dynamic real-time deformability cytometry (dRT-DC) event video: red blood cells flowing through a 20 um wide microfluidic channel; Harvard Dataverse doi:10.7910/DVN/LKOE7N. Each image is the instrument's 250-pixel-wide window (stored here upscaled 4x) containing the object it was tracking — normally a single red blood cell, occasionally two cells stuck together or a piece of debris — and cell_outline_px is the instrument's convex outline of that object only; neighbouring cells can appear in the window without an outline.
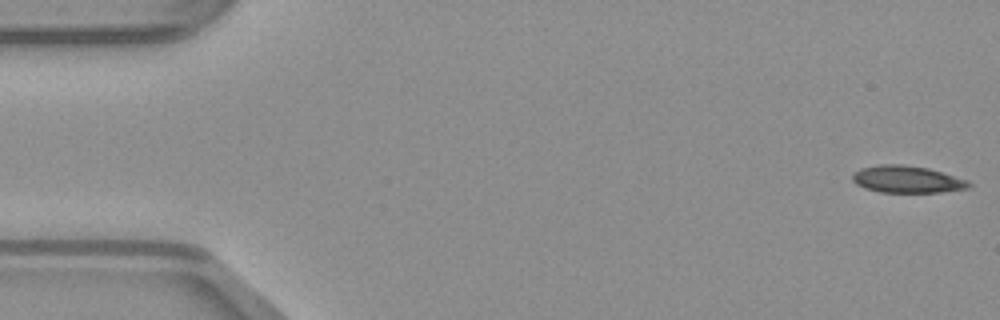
{"species": "common noctule bat (a hibernating species)", "species_latin": "Nyctalus noctula", "temperature_condition": "warm", "stored_images_in_passage": 49, "camera_frame_rate_fps": 3000, "um_per_image_px": 0.085, "animal": {"sex": "male", "body_mass_g": 23.1, "forearm_length_mm": 52.7}, "frame": {"image": 1, "passage_image": 1, "time_ms": 0.0, "image_size_px": [1000, 320], "cell_outline_px": [[972, 184], [968, 188], [940, 192], [880, 192], [864, 188], [856, 184], [852, 180], [852, 176], [860, 168], [880, 164], [904, 164], [928, 168], [968, 180]], "centroid_in_image_um": [77.09, 15.24], "position_along_channel_um": 7.9, "area_um2": 18.32}}
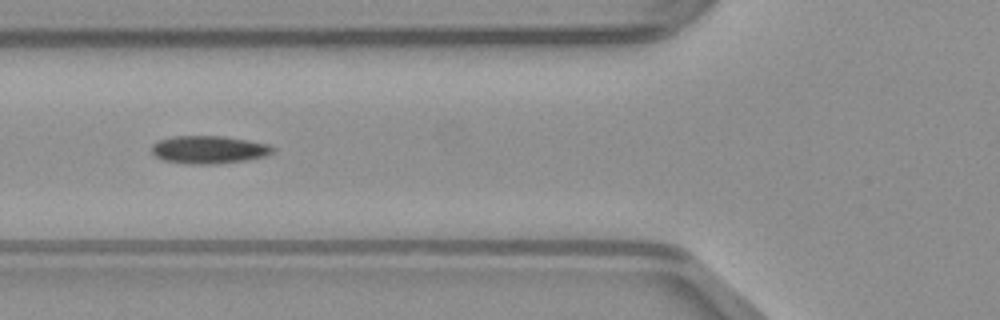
{"frame": {"image": 2, "passage_image": 18, "time_ms": 5.667, "image_size_px": [1000, 320], "cell_outline_px": [[276, 148], [272, 152], [264, 156], [244, 160], [216, 164], [192, 164], [164, 160], [156, 156], [152, 152], [152, 144], [156, 140], [172, 136], [224, 136], [248, 140], [268, 144]], "centroid_in_image_um": [17.73, 12.71], "position_along_channel_um": 108.1, "area_um2": 19.59}}
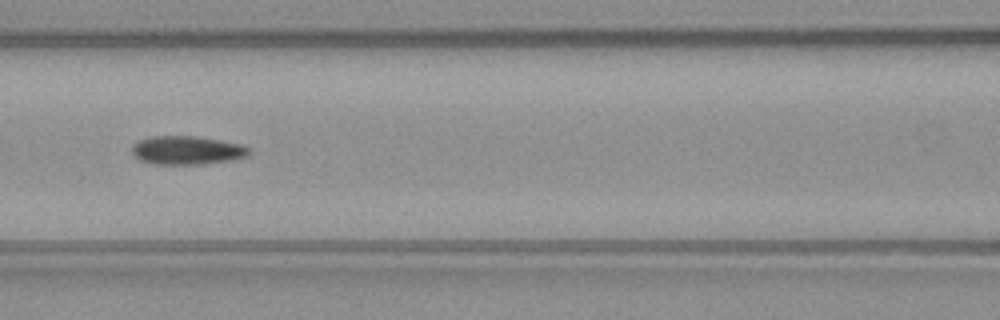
{"frame": {"image": 3, "passage_image": 21, "time_ms": 6.667, "image_size_px": [1000, 320], "cell_outline_px": [[248, 152], [244, 156], [232, 160], [200, 164], [156, 164], [140, 160], [132, 152], [132, 148], [140, 140], [152, 136], [196, 136], [220, 140], [240, 144], [248, 148]], "centroid_in_image_um": [15.87, 12.77], "position_along_channel_um": 150.7, "area_um2": 19.07}}